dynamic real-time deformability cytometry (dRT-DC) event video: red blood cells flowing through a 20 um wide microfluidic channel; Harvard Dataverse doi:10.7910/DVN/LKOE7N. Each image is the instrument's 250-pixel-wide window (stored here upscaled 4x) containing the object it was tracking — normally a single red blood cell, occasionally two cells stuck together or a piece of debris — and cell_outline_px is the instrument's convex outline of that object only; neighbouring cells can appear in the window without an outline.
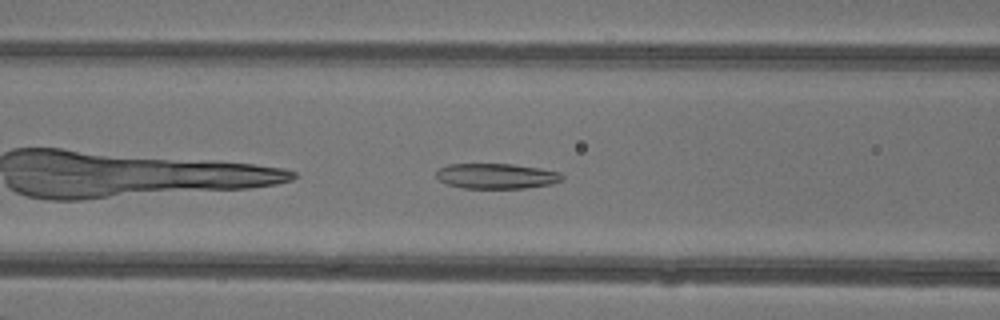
{"species": "common noctule bat (a hibernating species)", "species_latin": "Nyctalus noctula", "temperature_condition": "warm", "stored_images_in_passage": 33, "camera_frame_rate_fps": 3000, "um_per_image_px": 0.085, "animal": {"sex": "female"}, "frame": {"image": 1, "passage_image": 5, "time_ms": 1.333, "image_size_px": [1000, 320], "cell_outline_px": [[564, 180], [552, 184], [524, 188], [460, 188], [448, 184], [440, 180], [436, 176], [436, 172], [440, 168], [448, 164], [512, 164], [540, 168], [560, 172], [564, 176]], "centroid_in_image_um": [42.23, 14.96], "position_along_channel_um": 124.4, "area_um2": 18.61}}
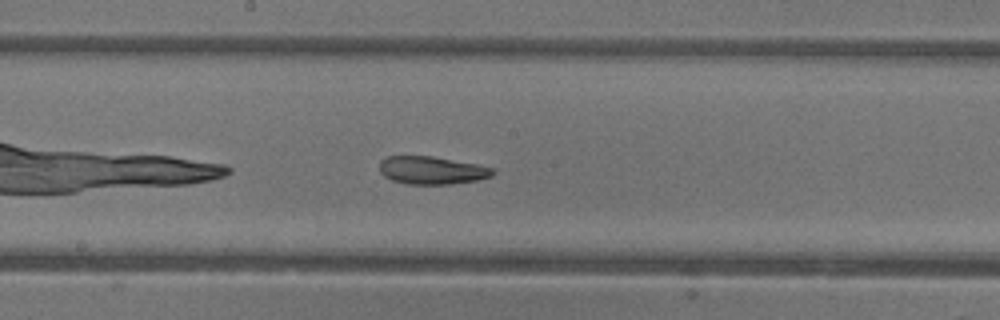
{"frame": {"image": 2, "passage_image": 11, "time_ms": 3.333, "image_size_px": [1000, 320], "cell_outline_px": [[496, 172], [492, 176], [476, 180], [452, 184], [408, 184], [392, 180], [384, 176], [380, 172], [380, 160], [388, 156], [432, 156], [476, 164], [492, 168]], "centroid_in_image_um": [36.69, 14.47], "position_along_channel_um": 211.5, "area_um2": 18.32}}
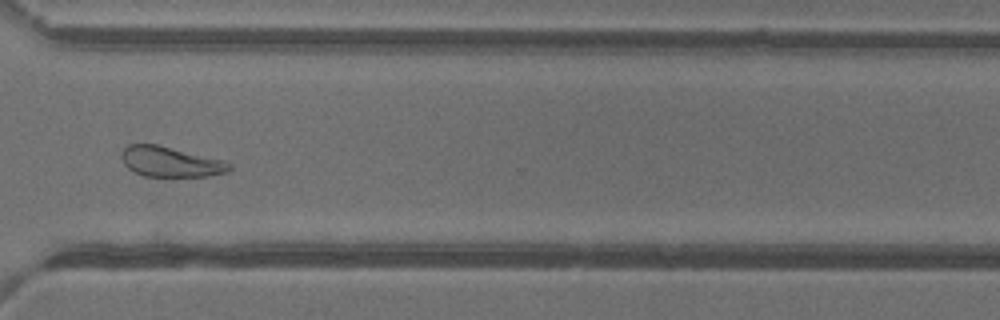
{"frame": {"image": 3, "passage_image": 21, "time_ms": 6.667, "image_size_px": [1000, 320], "cell_outline_px": [[232, 168], [224, 172], [208, 176], [144, 176], [128, 168], [124, 164], [120, 156], [120, 152], [128, 144], [156, 144], [224, 160], [232, 164]], "centroid_in_image_um": [14.46, 13.74], "position_along_channel_um": 356.1, "area_um2": 18.9}, "authors_computed_cell_mechanics": {"area_um2": 19.1318, "velocity_mm_per_s": 4.3474, "shape_relaxation_time_tau1_ms": 4.1209, "shape_relaxation_time_tau2_ms": 2.9093, "deformation_change_tau1": 0.1351, "deformation_change_tau2": 0.1124}}